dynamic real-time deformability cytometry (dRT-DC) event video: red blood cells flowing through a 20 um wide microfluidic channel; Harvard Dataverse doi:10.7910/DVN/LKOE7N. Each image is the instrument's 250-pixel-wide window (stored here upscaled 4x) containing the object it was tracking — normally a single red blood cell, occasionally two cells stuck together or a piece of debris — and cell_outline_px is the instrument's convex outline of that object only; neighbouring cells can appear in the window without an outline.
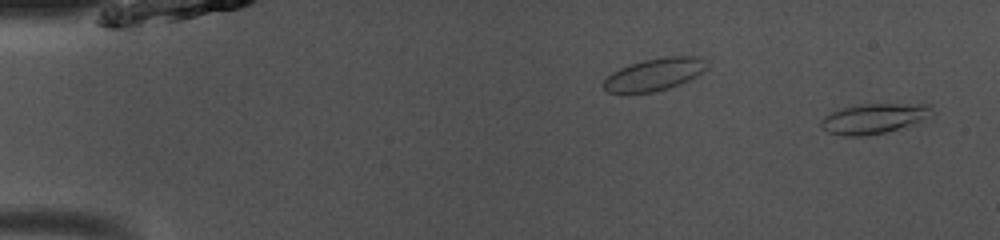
{"species": "common noctule bat (a hibernating species)", "species_latin": "Nyctalus noctula", "temperature_condition": "room temperature", "stored_images_in_passage": 49, "camera_frame_rate_fps": 3000, "um_per_image_px": 0.085, "animal": {"sex": "male", "body_mass_g": 13.0, "forearm_length_mm": 53.1}, "frame": {"image": 1, "passage_image": 2, "time_ms": 0.333, "image_size_px": [1000, 240], "cell_outline_px": [[936, 112], [932, 120], [884, 132], [864, 136], [844, 136], [828, 132], [820, 128], [820, 120], [824, 116], [840, 108], [860, 104], [928, 104]], "centroid_in_image_um": [74.37, 10.07], "position_along_channel_um": 10.6, "area_um2": 20.06}}
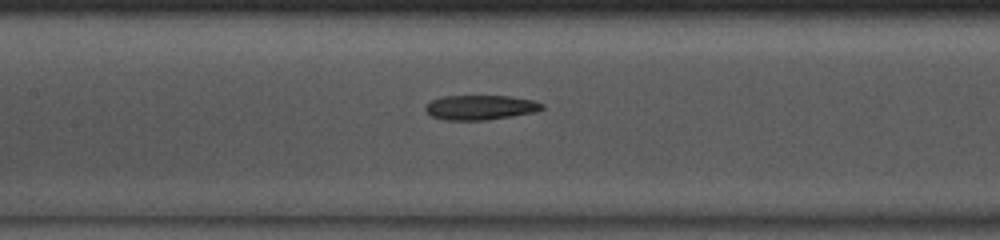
{"frame": {"image": 2, "passage_image": 23, "time_ms": 7.333, "image_size_px": [1000, 240], "cell_outline_px": [[544, 108], [536, 112], [512, 116], [484, 120], [444, 120], [432, 116], [424, 108], [432, 100], [444, 96], [508, 96], [532, 100], [544, 104]], "centroid_in_image_um": [40.85, 9.13], "position_along_channel_um": 166.5, "area_um2": 16.65}}
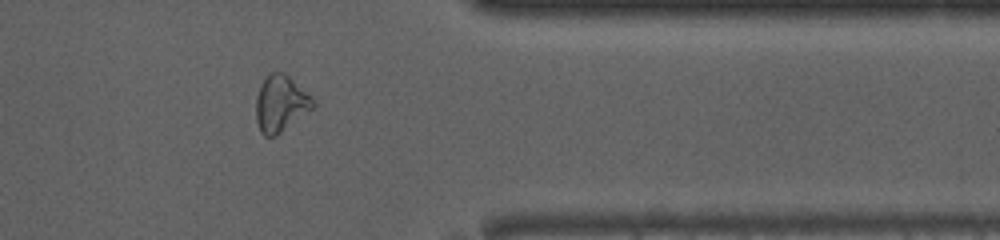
{"frame": {"image": 3, "passage_image": 40, "time_ms": 13.0, "image_size_px": [1000, 240], "cell_outline_px": [[316, 104], [312, 108], [276, 136], [264, 136], [260, 132], [256, 120], [256, 96], [260, 84], [264, 76], [272, 72], [280, 72], [288, 76], [312, 96], [316, 100]], "centroid_in_image_um": [23.83, 8.8], "position_along_channel_um": 387.6, "area_um2": 18.73}}